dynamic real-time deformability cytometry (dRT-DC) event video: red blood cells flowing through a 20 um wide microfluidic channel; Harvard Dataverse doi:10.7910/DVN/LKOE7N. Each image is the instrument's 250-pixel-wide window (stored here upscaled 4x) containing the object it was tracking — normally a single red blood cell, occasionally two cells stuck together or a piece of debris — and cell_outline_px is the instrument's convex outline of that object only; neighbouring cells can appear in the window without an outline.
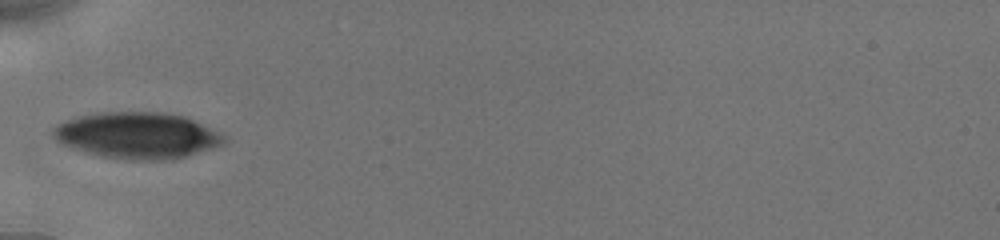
{"species": "human", "species_latin": "Homo sapiens", "temperature_condition": "cold", "stored_images_in_passage": 35, "camera_frame_rate_fps": 3000, "um_per_image_px": 0.085, "donor": {"sex": "male"}, "frame": {"image": 1, "passage_image": 1, "time_ms": 0.0, "image_size_px": [1000, 240], "cell_outline_px": [[228, 140], [224, 144], [212, 148], [172, 160], [132, 160], [100, 156], [84, 152], [72, 148], [56, 140], [52, 132], [52, 128], [56, 124], [64, 120], [80, 116], [100, 112], [164, 112], [184, 116], [224, 136]], "centroid_in_image_um": [11.63, 11.51], "position_along_channel_um": 73.4, "area_um2": 45.95}}
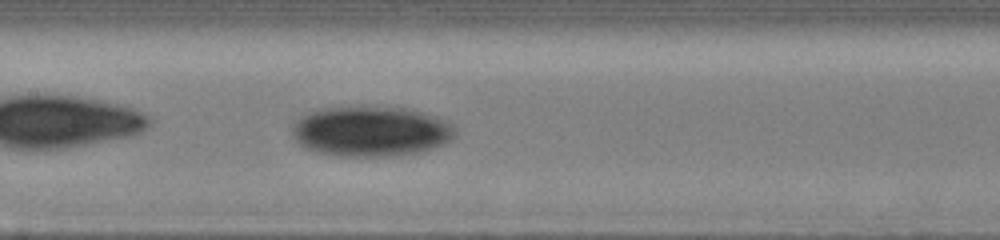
{"frame": {"image": 2, "passage_image": 10, "time_ms": 2.667, "image_size_px": [1000, 240], "cell_outline_px": [[456, 136], [452, 140], [444, 144], [424, 152], [400, 156], [340, 156], [316, 152], [304, 148], [292, 136], [292, 124], [300, 116], [308, 112], [320, 108], [360, 104], [412, 108], [436, 116], [452, 124], [456, 132]], "centroid_in_image_um": [31.53, 11.13], "position_along_channel_um": 175.9, "area_um2": 49.42}}
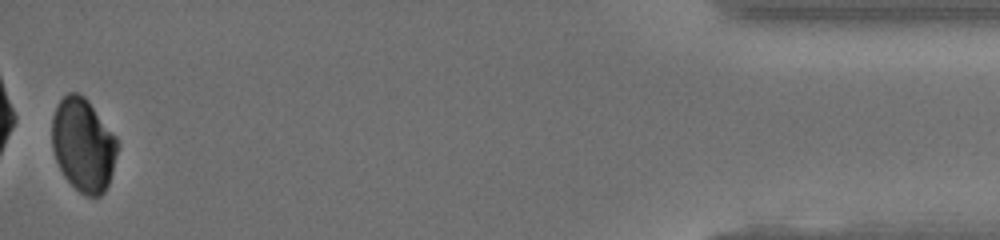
{"frame": {"image": 3, "passage_image": 35, "time_ms": 11.0, "image_size_px": [1000, 240], "cell_outline_px": [[120, 144], [112, 172], [108, 184], [104, 192], [100, 196], [84, 196], [64, 176], [56, 160], [52, 148], [52, 116], [56, 104], [68, 92], [76, 92], [84, 96], [88, 100], [116, 136]], "centroid_in_image_um": [7.08, 12.3], "position_along_channel_um": 428.1, "area_um2": 35.84}, "authors_computed_cell_mechanics": {"area_um2": 45.951, "velocity_mm_per_s": 3.9152, "shape_relaxation_time_tau1_ms": 2.7999, "shape_relaxation_time_tau2_ms": null, "deformation_change_tau1": 0.0674, "deformation_change_tau2": null}}